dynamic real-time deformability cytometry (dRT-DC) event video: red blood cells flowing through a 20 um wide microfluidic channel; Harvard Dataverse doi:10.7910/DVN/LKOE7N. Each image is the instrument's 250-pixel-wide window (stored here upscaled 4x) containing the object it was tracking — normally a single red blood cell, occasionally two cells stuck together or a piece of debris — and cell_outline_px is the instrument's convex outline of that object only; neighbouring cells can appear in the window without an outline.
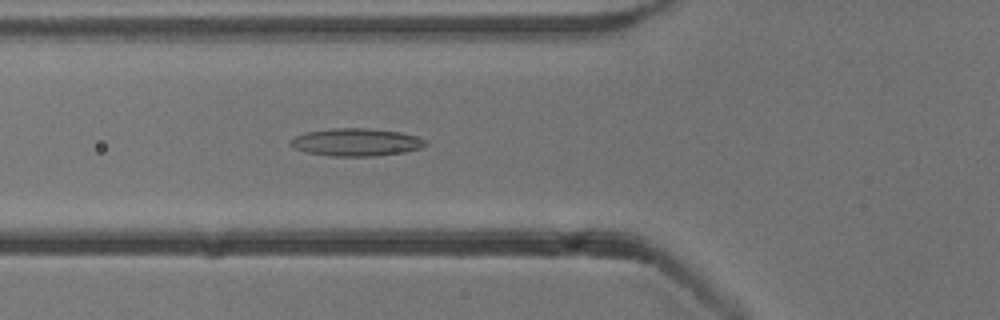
{"species": "common noctule bat (a hibernating species)", "species_latin": "Nyctalus noctula", "temperature_condition": "cold", "stored_images_in_passage": 43, "camera_frame_rate_fps": 3000, "um_per_image_px": 0.085, "animal": {"sex": "male", "body_mass_g": 13.3}, "frame": {"image": 1, "passage_image": 9, "time_ms": 2.667, "image_size_px": [1000, 320], "cell_outline_px": [[428, 144], [420, 148], [404, 152], [372, 156], [328, 156], [308, 152], [292, 148], [288, 144], [296, 136], [304, 132], [332, 128], [372, 128], [400, 132], [416, 136], [428, 140]], "centroid_in_image_um": [30.28, 12.08], "position_along_channel_um": 95.5, "area_um2": 21.91}}
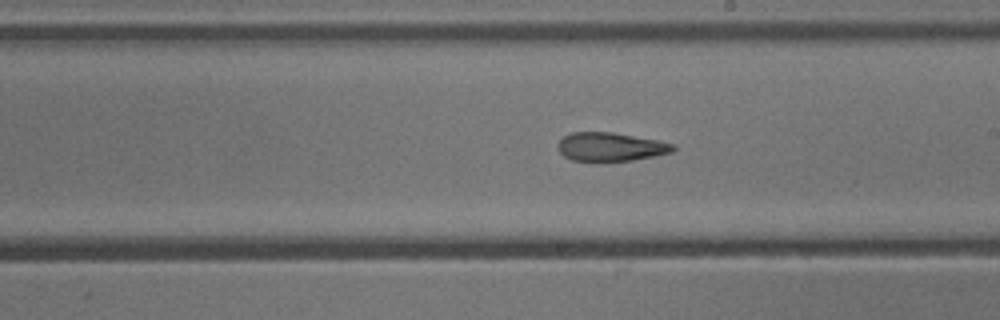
{"frame": {"image": 2, "passage_image": 20, "time_ms": 6.333, "image_size_px": [1000, 320], "cell_outline_px": [[676, 148], [672, 152], [656, 156], [632, 160], [572, 160], [564, 156], [560, 152], [556, 144], [564, 136], [572, 132], [612, 132], [656, 140], [676, 144]], "centroid_in_image_um": [51.91, 12.47], "position_along_channel_um": 237.1, "area_um2": 19.02}}
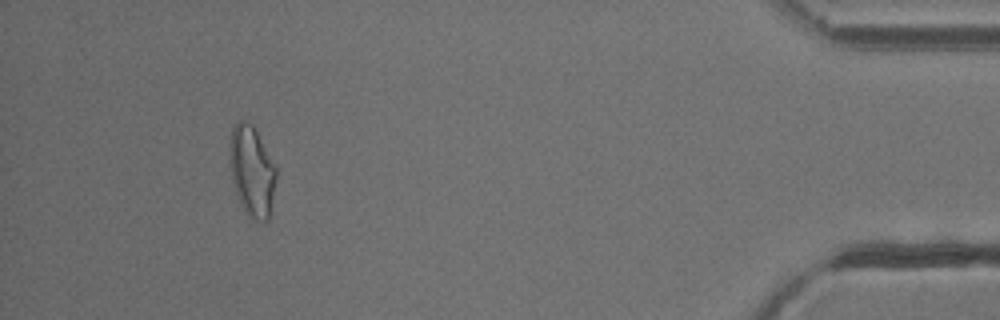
{"frame": {"image": 3, "passage_image": 39, "time_ms": 12.667, "image_size_px": [1000, 320], "cell_outline_px": [[276, 180], [268, 220], [256, 220], [248, 216], [236, 192], [232, 180], [232, 128], [236, 120], [248, 120], [252, 124], [276, 164]], "centroid_in_image_um": [21.46, 14.52], "position_along_channel_um": 413.7, "area_um2": 23.81}, "authors_computed_cell_mechanics": {"area_um2": 20.9236, "velocity_mm_per_s": 3.8353, "shape_relaxation_time_tau1_ms": null, "shape_relaxation_time_tau2_ms": 4.1713, "deformation_change_tau1": null, "deformation_change_tau2": 0.151}}